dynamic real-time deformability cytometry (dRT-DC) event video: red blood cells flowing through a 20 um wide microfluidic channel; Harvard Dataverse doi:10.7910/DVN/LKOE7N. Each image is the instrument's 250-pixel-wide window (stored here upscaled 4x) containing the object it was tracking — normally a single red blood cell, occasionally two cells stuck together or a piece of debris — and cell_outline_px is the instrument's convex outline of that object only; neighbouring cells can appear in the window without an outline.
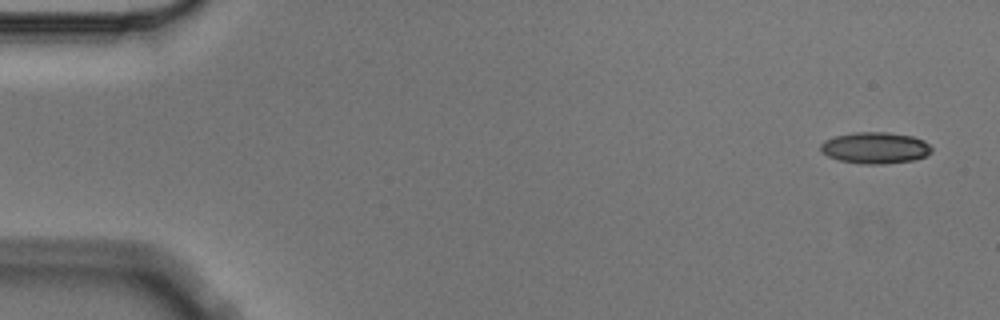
{"species": "Egyptian fruit bat (a non-hibernating species)", "species_latin": "Rousettus aegyptiacus", "temperature_condition": "cold", "stored_images_in_passage": 6, "camera_frame_rate_fps": 3000, "um_per_image_px": 0.085, "animal": {"sex": "male"}, "frame": {"image": 1, "passage_image": 1, "time_ms": 0.0, "image_size_px": [1000, 320], "cell_outline_px": [[932, 152], [924, 156], [912, 160], [884, 164], [864, 164], [840, 160], [828, 156], [820, 152], [820, 144], [824, 140], [836, 136], [856, 132], [888, 132], [912, 136], [924, 140], [932, 148]], "centroid_in_image_um": [74.38, 12.56], "position_along_channel_um": 10.6, "area_um2": 20.29}}
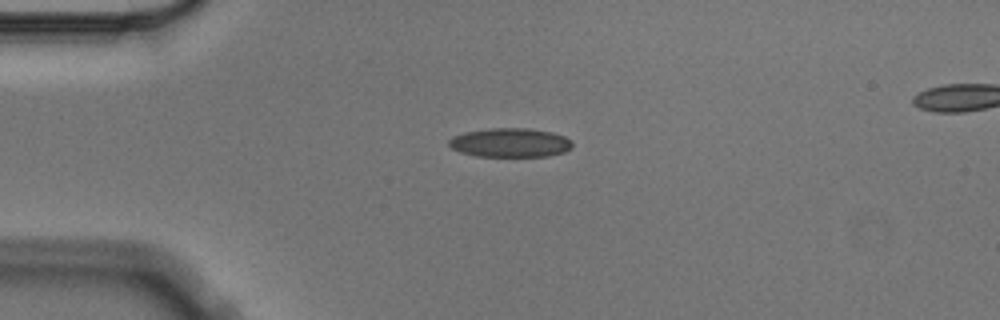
{"frame": {"image": 2, "passage_image": 4, "time_ms": 1.0, "image_size_px": [1000, 320], "cell_outline_px": [[572, 144], [564, 152], [548, 156], [476, 156], [460, 152], [452, 148], [448, 144], [448, 140], [452, 136], [464, 132], [488, 128], [528, 128], [552, 132], [564, 136], [572, 140]], "centroid_in_image_um": [43.33, 12.12], "position_along_channel_um": 41.7, "area_um2": 20.92}}